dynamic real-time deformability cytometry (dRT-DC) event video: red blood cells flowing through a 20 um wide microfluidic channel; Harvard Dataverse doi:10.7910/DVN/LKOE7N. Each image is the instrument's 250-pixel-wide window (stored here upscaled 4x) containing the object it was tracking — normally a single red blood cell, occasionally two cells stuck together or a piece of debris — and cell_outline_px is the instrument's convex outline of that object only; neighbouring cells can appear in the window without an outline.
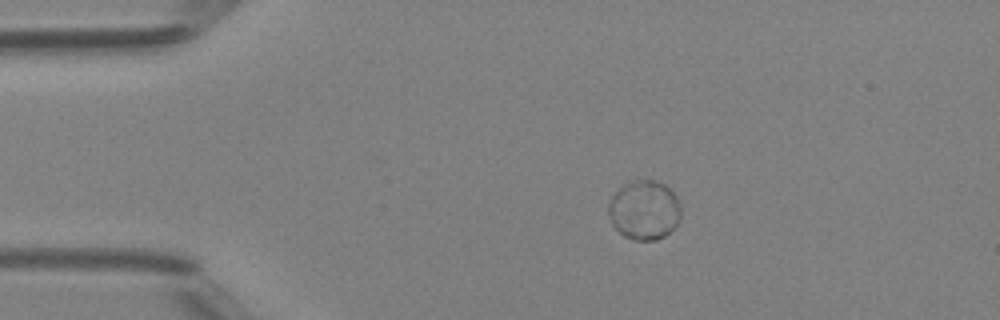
{"species": "Egyptian fruit bat (a non-hibernating species)", "species_latin": "Rousettus aegyptiacus", "temperature_condition": "room temperature", "stored_images_in_passage": 10, "camera_frame_rate_fps": 3000, "um_per_image_px": 0.085, "animal": {"sex": "female"}, "frame": {"image": 1, "passage_image": 10, "time_ms": 3.0, "image_size_px": [1000, 320], "cell_outline_px": [[680, 220], [664, 236], [656, 240], [632, 240], [624, 236], [612, 224], [608, 212], [608, 204], [612, 196], [628, 180], [652, 180], [664, 184], [676, 196], [680, 204]], "centroid_in_image_um": [54.75, 17.85], "position_along_channel_um": 30.3, "area_um2": 24.97}}